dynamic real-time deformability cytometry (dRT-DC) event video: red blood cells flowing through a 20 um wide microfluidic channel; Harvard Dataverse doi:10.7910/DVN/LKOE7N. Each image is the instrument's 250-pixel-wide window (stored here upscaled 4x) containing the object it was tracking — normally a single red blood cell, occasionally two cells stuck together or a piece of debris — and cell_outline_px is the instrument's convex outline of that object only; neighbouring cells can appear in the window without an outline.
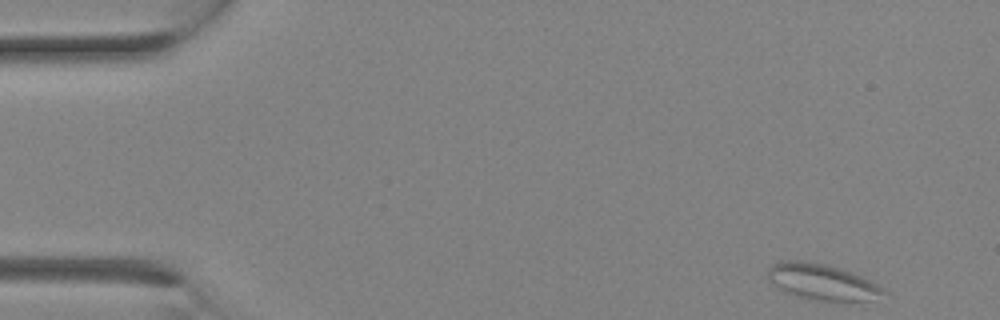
{"species": "Egyptian fruit bat (a non-hibernating species)", "species_latin": "Rousettus aegyptiacus", "temperature_condition": "room temperature", "stored_images_in_passage": 15, "camera_frame_rate_fps": 3000, "um_per_image_px": 0.085, "animal": {"sex": "female"}, "frame": {"image": 1, "passage_image": 1, "time_ms": 0.0, "image_size_px": [1000, 320], "cell_outline_px": [[888, 292], [872, 300], [820, 300], [804, 296], [780, 288], [768, 280], [764, 276], [768, 268], [772, 264], [780, 260], [804, 260], [828, 264], [852, 272], [876, 284]], "centroid_in_image_um": [69.84, 23.91], "position_along_channel_um": 15.2, "area_um2": 23.81}}
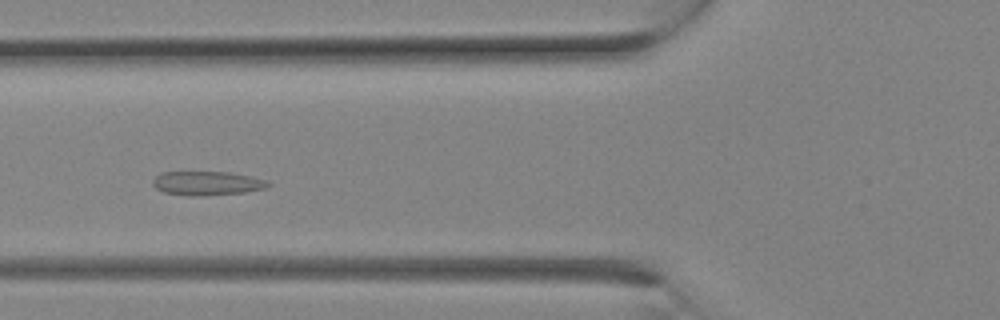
{"frame": {"image": 2, "passage_image": 9, "time_ms": 2.667, "image_size_px": [1000, 320], "cell_outline_px": [[272, 184], [264, 188], [244, 192], [200, 196], [192, 196], [164, 192], [156, 188], [152, 184], [152, 180], [160, 172], [228, 172], [268, 180]], "centroid_in_image_um": [17.58, 15.57], "position_along_channel_um": 108.2, "area_um2": 16.01}}
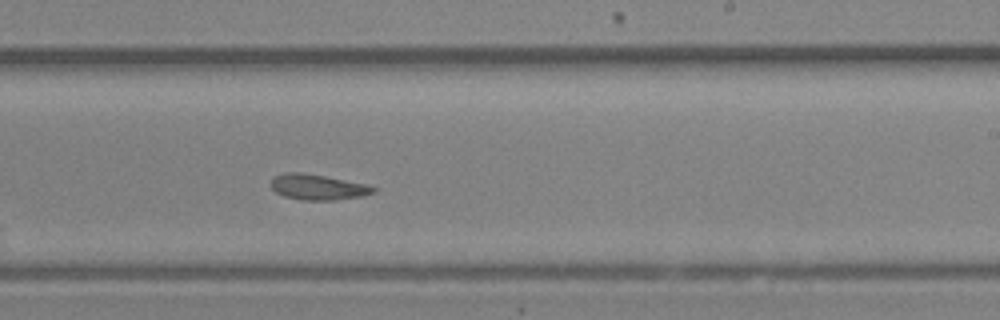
{"frame": {"image": 3, "passage_image": 15, "time_ms": 4.667, "image_size_px": [1000, 320], "cell_outline_px": [[376, 192], [360, 196], [336, 200], [300, 200], [284, 196], [276, 192], [268, 184], [272, 176], [284, 172], [300, 172], [324, 176], [368, 184], [376, 188]], "centroid_in_image_um": [26.96, 15.89], "position_along_channel_um": 262.0, "area_um2": 15.43}}